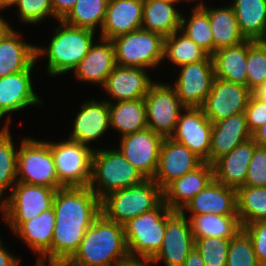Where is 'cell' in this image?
Listing matches in <instances>:
<instances>
[{"label": "cell", "instance_id": "obj_1", "mask_svg": "<svg viewBox=\"0 0 266 266\" xmlns=\"http://www.w3.org/2000/svg\"><path fill=\"white\" fill-rule=\"evenodd\" d=\"M51 266H63L78 250L86 231L101 214V200L89 187L57 189Z\"/></svg>", "mask_w": 266, "mask_h": 266}, {"label": "cell", "instance_id": "obj_2", "mask_svg": "<svg viewBox=\"0 0 266 266\" xmlns=\"http://www.w3.org/2000/svg\"><path fill=\"white\" fill-rule=\"evenodd\" d=\"M129 259L123 225L101 213L86 231L76 253L63 266H116Z\"/></svg>", "mask_w": 266, "mask_h": 266}, {"label": "cell", "instance_id": "obj_3", "mask_svg": "<svg viewBox=\"0 0 266 266\" xmlns=\"http://www.w3.org/2000/svg\"><path fill=\"white\" fill-rule=\"evenodd\" d=\"M48 46H35L36 60L46 57L45 72L57 77L73 72L96 41L95 32L57 21Z\"/></svg>", "mask_w": 266, "mask_h": 266}, {"label": "cell", "instance_id": "obj_4", "mask_svg": "<svg viewBox=\"0 0 266 266\" xmlns=\"http://www.w3.org/2000/svg\"><path fill=\"white\" fill-rule=\"evenodd\" d=\"M145 180L117 147H95L88 187L100 200L112 192L139 185Z\"/></svg>", "mask_w": 266, "mask_h": 266}, {"label": "cell", "instance_id": "obj_5", "mask_svg": "<svg viewBox=\"0 0 266 266\" xmlns=\"http://www.w3.org/2000/svg\"><path fill=\"white\" fill-rule=\"evenodd\" d=\"M176 212L162 201L155 209L138 215L123 225L130 259L151 260L158 253L163 243L166 223Z\"/></svg>", "mask_w": 266, "mask_h": 266}, {"label": "cell", "instance_id": "obj_6", "mask_svg": "<svg viewBox=\"0 0 266 266\" xmlns=\"http://www.w3.org/2000/svg\"><path fill=\"white\" fill-rule=\"evenodd\" d=\"M163 201L162 189L153 179L120 189L101 200V213L110 221L124 225L138 215L155 209Z\"/></svg>", "mask_w": 266, "mask_h": 266}, {"label": "cell", "instance_id": "obj_7", "mask_svg": "<svg viewBox=\"0 0 266 266\" xmlns=\"http://www.w3.org/2000/svg\"><path fill=\"white\" fill-rule=\"evenodd\" d=\"M17 182L63 188L58 182L50 141L23 137L18 148Z\"/></svg>", "mask_w": 266, "mask_h": 266}, {"label": "cell", "instance_id": "obj_8", "mask_svg": "<svg viewBox=\"0 0 266 266\" xmlns=\"http://www.w3.org/2000/svg\"><path fill=\"white\" fill-rule=\"evenodd\" d=\"M56 191L54 188L17 182L2 201L1 217L14 233L24 222L50 209Z\"/></svg>", "mask_w": 266, "mask_h": 266}, {"label": "cell", "instance_id": "obj_9", "mask_svg": "<svg viewBox=\"0 0 266 266\" xmlns=\"http://www.w3.org/2000/svg\"><path fill=\"white\" fill-rule=\"evenodd\" d=\"M112 42L117 65L153 70L163 62L164 37L158 33L139 29Z\"/></svg>", "mask_w": 266, "mask_h": 266}, {"label": "cell", "instance_id": "obj_10", "mask_svg": "<svg viewBox=\"0 0 266 266\" xmlns=\"http://www.w3.org/2000/svg\"><path fill=\"white\" fill-rule=\"evenodd\" d=\"M58 182L63 187H88L94 147L69 139L50 141Z\"/></svg>", "mask_w": 266, "mask_h": 266}, {"label": "cell", "instance_id": "obj_11", "mask_svg": "<svg viewBox=\"0 0 266 266\" xmlns=\"http://www.w3.org/2000/svg\"><path fill=\"white\" fill-rule=\"evenodd\" d=\"M147 125L154 133L169 138L175 131L181 111L185 108L169 83L155 82L145 98Z\"/></svg>", "mask_w": 266, "mask_h": 266}, {"label": "cell", "instance_id": "obj_12", "mask_svg": "<svg viewBox=\"0 0 266 266\" xmlns=\"http://www.w3.org/2000/svg\"><path fill=\"white\" fill-rule=\"evenodd\" d=\"M177 72L172 86L181 104L185 108H201L215 79L212 57L182 65Z\"/></svg>", "mask_w": 266, "mask_h": 266}, {"label": "cell", "instance_id": "obj_13", "mask_svg": "<svg viewBox=\"0 0 266 266\" xmlns=\"http://www.w3.org/2000/svg\"><path fill=\"white\" fill-rule=\"evenodd\" d=\"M251 90L244 85L215 77L201 109L211 123L244 113Z\"/></svg>", "mask_w": 266, "mask_h": 266}, {"label": "cell", "instance_id": "obj_14", "mask_svg": "<svg viewBox=\"0 0 266 266\" xmlns=\"http://www.w3.org/2000/svg\"><path fill=\"white\" fill-rule=\"evenodd\" d=\"M35 62L28 70L0 77V113L12 122L11 113L23 111L31 106L43 105L44 101L34 89L33 74ZM43 101V102H42Z\"/></svg>", "mask_w": 266, "mask_h": 266}, {"label": "cell", "instance_id": "obj_15", "mask_svg": "<svg viewBox=\"0 0 266 266\" xmlns=\"http://www.w3.org/2000/svg\"><path fill=\"white\" fill-rule=\"evenodd\" d=\"M163 139L146 128L120 137L117 149L146 179H153Z\"/></svg>", "mask_w": 266, "mask_h": 266}, {"label": "cell", "instance_id": "obj_16", "mask_svg": "<svg viewBox=\"0 0 266 266\" xmlns=\"http://www.w3.org/2000/svg\"><path fill=\"white\" fill-rule=\"evenodd\" d=\"M195 247L190 221L177 211L166 223L163 243L158 253L150 260L152 265L182 266Z\"/></svg>", "mask_w": 266, "mask_h": 266}, {"label": "cell", "instance_id": "obj_17", "mask_svg": "<svg viewBox=\"0 0 266 266\" xmlns=\"http://www.w3.org/2000/svg\"><path fill=\"white\" fill-rule=\"evenodd\" d=\"M212 127L201 108H184L170 138L210 164Z\"/></svg>", "mask_w": 266, "mask_h": 266}, {"label": "cell", "instance_id": "obj_18", "mask_svg": "<svg viewBox=\"0 0 266 266\" xmlns=\"http://www.w3.org/2000/svg\"><path fill=\"white\" fill-rule=\"evenodd\" d=\"M204 161L185 145L164 138L160 147L159 162L153 180L163 190L169 183L189 173Z\"/></svg>", "mask_w": 266, "mask_h": 266}, {"label": "cell", "instance_id": "obj_19", "mask_svg": "<svg viewBox=\"0 0 266 266\" xmlns=\"http://www.w3.org/2000/svg\"><path fill=\"white\" fill-rule=\"evenodd\" d=\"M84 100L80 106V110L76 113L72 125V131L68 139L80 142L91 147V142H97L98 139L108 133L110 126L109 102L105 99L98 101Z\"/></svg>", "mask_w": 266, "mask_h": 266}, {"label": "cell", "instance_id": "obj_20", "mask_svg": "<svg viewBox=\"0 0 266 266\" xmlns=\"http://www.w3.org/2000/svg\"><path fill=\"white\" fill-rule=\"evenodd\" d=\"M147 71L139 67L116 65L101 88L110 96V99H104L107 102H117L145 98L150 86L155 82Z\"/></svg>", "mask_w": 266, "mask_h": 266}, {"label": "cell", "instance_id": "obj_21", "mask_svg": "<svg viewBox=\"0 0 266 266\" xmlns=\"http://www.w3.org/2000/svg\"><path fill=\"white\" fill-rule=\"evenodd\" d=\"M97 39L99 41H94L86 56L72 73L77 81L88 82L102 88L117 63L112 40L101 37Z\"/></svg>", "mask_w": 266, "mask_h": 266}, {"label": "cell", "instance_id": "obj_22", "mask_svg": "<svg viewBox=\"0 0 266 266\" xmlns=\"http://www.w3.org/2000/svg\"><path fill=\"white\" fill-rule=\"evenodd\" d=\"M55 228V211L53 206L40 215L24 222L15 232L27 247L36 254L37 266H51V242ZM47 262V263H46Z\"/></svg>", "mask_w": 266, "mask_h": 266}, {"label": "cell", "instance_id": "obj_23", "mask_svg": "<svg viewBox=\"0 0 266 266\" xmlns=\"http://www.w3.org/2000/svg\"><path fill=\"white\" fill-rule=\"evenodd\" d=\"M180 212L183 215L217 214L238 216L237 191L213 179Z\"/></svg>", "mask_w": 266, "mask_h": 266}, {"label": "cell", "instance_id": "obj_24", "mask_svg": "<svg viewBox=\"0 0 266 266\" xmlns=\"http://www.w3.org/2000/svg\"><path fill=\"white\" fill-rule=\"evenodd\" d=\"M143 0H109L99 37L112 40L141 29Z\"/></svg>", "mask_w": 266, "mask_h": 266}, {"label": "cell", "instance_id": "obj_25", "mask_svg": "<svg viewBox=\"0 0 266 266\" xmlns=\"http://www.w3.org/2000/svg\"><path fill=\"white\" fill-rule=\"evenodd\" d=\"M213 179V165L204 162L195 170L169 183L162 190L163 201L171 210L181 211Z\"/></svg>", "mask_w": 266, "mask_h": 266}, {"label": "cell", "instance_id": "obj_26", "mask_svg": "<svg viewBox=\"0 0 266 266\" xmlns=\"http://www.w3.org/2000/svg\"><path fill=\"white\" fill-rule=\"evenodd\" d=\"M258 145L253 138L241 143L212 165L214 179L227 187L238 189L245 185L249 163Z\"/></svg>", "mask_w": 266, "mask_h": 266}, {"label": "cell", "instance_id": "obj_27", "mask_svg": "<svg viewBox=\"0 0 266 266\" xmlns=\"http://www.w3.org/2000/svg\"><path fill=\"white\" fill-rule=\"evenodd\" d=\"M212 124L210 164L252 138L245 113L232 115Z\"/></svg>", "mask_w": 266, "mask_h": 266}, {"label": "cell", "instance_id": "obj_28", "mask_svg": "<svg viewBox=\"0 0 266 266\" xmlns=\"http://www.w3.org/2000/svg\"><path fill=\"white\" fill-rule=\"evenodd\" d=\"M12 28L0 41V77L28 70L36 60L35 46Z\"/></svg>", "mask_w": 266, "mask_h": 266}, {"label": "cell", "instance_id": "obj_29", "mask_svg": "<svg viewBox=\"0 0 266 266\" xmlns=\"http://www.w3.org/2000/svg\"><path fill=\"white\" fill-rule=\"evenodd\" d=\"M215 77L247 86V39L216 50L212 55Z\"/></svg>", "mask_w": 266, "mask_h": 266}, {"label": "cell", "instance_id": "obj_30", "mask_svg": "<svg viewBox=\"0 0 266 266\" xmlns=\"http://www.w3.org/2000/svg\"><path fill=\"white\" fill-rule=\"evenodd\" d=\"M182 12L178 6L160 0H143L141 29L155 32L164 38L181 28Z\"/></svg>", "mask_w": 266, "mask_h": 266}, {"label": "cell", "instance_id": "obj_31", "mask_svg": "<svg viewBox=\"0 0 266 266\" xmlns=\"http://www.w3.org/2000/svg\"><path fill=\"white\" fill-rule=\"evenodd\" d=\"M202 9L208 14L211 24L214 52L246 40L240 32L234 9L230 3L218 8L205 5Z\"/></svg>", "mask_w": 266, "mask_h": 266}, {"label": "cell", "instance_id": "obj_32", "mask_svg": "<svg viewBox=\"0 0 266 266\" xmlns=\"http://www.w3.org/2000/svg\"><path fill=\"white\" fill-rule=\"evenodd\" d=\"M110 126L122 136L148 128L144 98L109 102Z\"/></svg>", "mask_w": 266, "mask_h": 266}, {"label": "cell", "instance_id": "obj_33", "mask_svg": "<svg viewBox=\"0 0 266 266\" xmlns=\"http://www.w3.org/2000/svg\"><path fill=\"white\" fill-rule=\"evenodd\" d=\"M231 1L242 35L245 39L260 41L266 31V0Z\"/></svg>", "mask_w": 266, "mask_h": 266}, {"label": "cell", "instance_id": "obj_34", "mask_svg": "<svg viewBox=\"0 0 266 266\" xmlns=\"http://www.w3.org/2000/svg\"><path fill=\"white\" fill-rule=\"evenodd\" d=\"M184 216L189 217L194 239L205 237L232 239L243 229L239 216L217 214Z\"/></svg>", "mask_w": 266, "mask_h": 266}, {"label": "cell", "instance_id": "obj_35", "mask_svg": "<svg viewBox=\"0 0 266 266\" xmlns=\"http://www.w3.org/2000/svg\"><path fill=\"white\" fill-rule=\"evenodd\" d=\"M209 54L200 48L181 30L164 38L163 63L168 61L175 67L205 60Z\"/></svg>", "mask_w": 266, "mask_h": 266}, {"label": "cell", "instance_id": "obj_36", "mask_svg": "<svg viewBox=\"0 0 266 266\" xmlns=\"http://www.w3.org/2000/svg\"><path fill=\"white\" fill-rule=\"evenodd\" d=\"M108 1L77 0L73 9L63 21L68 25L98 33V30L101 31L105 19Z\"/></svg>", "mask_w": 266, "mask_h": 266}, {"label": "cell", "instance_id": "obj_37", "mask_svg": "<svg viewBox=\"0 0 266 266\" xmlns=\"http://www.w3.org/2000/svg\"><path fill=\"white\" fill-rule=\"evenodd\" d=\"M236 191L237 213L242 226L266 221V187L242 186Z\"/></svg>", "mask_w": 266, "mask_h": 266}, {"label": "cell", "instance_id": "obj_38", "mask_svg": "<svg viewBox=\"0 0 266 266\" xmlns=\"http://www.w3.org/2000/svg\"><path fill=\"white\" fill-rule=\"evenodd\" d=\"M191 13L187 17L182 13L180 30L211 56L214 43L208 14L202 8H192Z\"/></svg>", "mask_w": 266, "mask_h": 266}, {"label": "cell", "instance_id": "obj_39", "mask_svg": "<svg viewBox=\"0 0 266 266\" xmlns=\"http://www.w3.org/2000/svg\"><path fill=\"white\" fill-rule=\"evenodd\" d=\"M11 130L0 136V200H4V194L17 183V159L16 147ZM17 148V149H16Z\"/></svg>", "mask_w": 266, "mask_h": 266}, {"label": "cell", "instance_id": "obj_40", "mask_svg": "<svg viewBox=\"0 0 266 266\" xmlns=\"http://www.w3.org/2000/svg\"><path fill=\"white\" fill-rule=\"evenodd\" d=\"M247 87L253 91L266 80V46L247 39Z\"/></svg>", "mask_w": 266, "mask_h": 266}, {"label": "cell", "instance_id": "obj_41", "mask_svg": "<svg viewBox=\"0 0 266 266\" xmlns=\"http://www.w3.org/2000/svg\"><path fill=\"white\" fill-rule=\"evenodd\" d=\"M226 266H262L257 260L251 238L243 229L230 239Z\"/></svg>", "mask_w": 266, "mask_h": 266}, {"label": "cell", "instance_id": "obj_42", "mask_svg": "<svg viewBox=\"0 0 266 266\" xmlns=\"http://www.w3.org/2000/svg\"><path fill=\"white\" fill-rule=\"evenodd\" d=\"M230 239L205 237L195 239V249L206 266H226Z\"/></svg>", "mask_w": 266, "mask_h": 266}, {"label": "cell", "instance_id": "obj_43", "mask_svg": "<svg viewBox=\"0 0 266 266\" xmlns=\"http://www.w3.org/2000/svg\"><path fill=\"white\" fill-rule=\"evenodd\" d=\"M18 14V20L34 26L37 23H42L45 18H53L58 21L54 16L51 0H18L15 5Z\"/></svg>", "mask_w": 266, "mask_h": 266}, {"label": "cell", "instance_id": "obj_44", "mask_svg": "<svg viewBox=\"0 0 266 266\" xmlns=\"http://www.w3.org/2000/svg\"><path fill=\"white\" fill-rule=\"evenodd\" d=\"M244 186L266 187V148L255 149L248 166Z\"/></svg>", "mask_w": 266, "mask_h": 266}, {"label": "cell", "instance_id": "obj_45", "mask_svg": "<svg viewBox=\"0 0 266 266\" xmlns=\"http://www.w3.org/2000/svg\"><path fill=\"white\" fill-rule=\"evenodd\" d=\"M243 230L251 238L258 262L266 266V221L246 224Z\"/></svg>", "mask_w": 266, "mask_h": 266}, {"label": "cell", "instance_id": "obj_46", "mask_svg": "<svg viewBox=\"0 0 266 266\" xmlns=\"http://www.w3.org/2000/svg\"><path fill=\"white\" fill-rule=\"evenodd\" d=\"M244 113L248 128L253 134L266 123V101L257 99L251 94Z\"/></svg>", "mask_w": 266, "mask_h": 266}, {"label": "cell", "instance_id": "obj_47", "mask_svg": "<svg viewBox=\"0 0 266 266\" xmlns=\"http://www.w3.org/2000/svg\"><path fill=\"white\" fill-rule=\"evenodd\" d=\"M54 16L58 20H63L73 9L77 0H51Z\"/></svg>", "mask_w": 266, "mask_h": 266}, {"label": "cell", "instance_id": "obj_48", "mask_svg": "<svg viewBox=\"0 0 266 266\" xmlns=\"http://www.w3.org/2000/svg\"><path fill=\"white\" fill-rule=\"evenodd\" d=\"M9 252L2 238H0V266H20L21 259Z\"/></svg>", "mask_w": 266, "mask_h": 266}, {"label": "cell", "instance_id": "obj_49", "mask_svg": "<svg viewBox=\"0 0 266 266\" xmlns=\"http://www.w3.org/2000/svg\"><path fill=\"white\" fill-rule=\"evenodd\" d=\"M182 266H206L198 251L194 248Z\"/></svg>", "mask_w": 266, "mask_h": 266}, {"label": "cell", "instance_id": "obj_50", "mask_svg": "<svg viewBox=\"0 0 266 266\" xmlns=\"http://www.w3.org/2000/svg\"><path fill=\"white\" fill-rule=\"evenodd\" d=\"M252 138L258 147L266 148V123L252 134Z\"/></svg>", "mask_w": 266, "mask_h": 266}, {"label": "cell", "instance_id": "obj_51", "mask_svg": "<svg viewBox=\"0 0 266 266\" xmlns=\"http://www.w3.org/2000/svg\"><path fill=\"white\" fill-rule=\"evenodd\" d=\"M116 266H153L150 260L142 259H129L123 263L117 264Z\"/></svg>", "mask_w": 266, "mask_h": 266}, {"label": "cell", "instance_id": "obj_52", "mask_svg": "<svg viewBox=\"0 0 266 266\" xmlns=\"http://www.w3.org/2000/svg\"><path fill=\"white\" fill-rule=\"evenodd\" d=\"M251 94L257 99L266 101V80L263 85H259L253 91H251Z\"/></svg>", "mask_w": 266, "mask_h": 266}, {"label": "cell", "instance_id": "obj_53", "mask_svg": "<svg viewBox=\"0 0 266 266\" xmlns=\"http://www.w3.org/2000/svg\"><path fill=\"white\" fill-rule=\"evenodd\" d=\"M5 16L0 15V41L4 38V36L13 28L7 19L5 20Z\"/></svg>", "mask_w": 266, "mask_h": 266}, {"label": "cell", "instance_id": "obj_54", "mask_svg": "<svg viewBox=\"0 0 266 266\" xmlns=\"http://www.w3.org/2000/svg\"><path fill=\"white\" fill-rule=\"evenodd\" d=\"M18 0H0V14L1 12L5 11V9H10L8 7H14Z\"/></svg>", "mask_w": 266, "mask_h": 266}, {"label": "cell", "instance_id": "obj_55", "mask_svg": "<svg viewBox=\"0 0 266 266\" xmlns=\"http://www.w3.org/2000/svg\"><path fill=\"white\" fill-rule=\"evenodd\" d=\"M3 115L0 113V120L3 119ZM1 122V121H0ZM1 124V123H0ZM11 123L7 120L3 123L2 127L0 128V136L6 134L11 129Z\"/></svg>", "mask_w": 266, "mask_h": 266}, {"label": "cell", "instance_id": "obj_56", "mask_svg": "<svg viewBox=\"0 0 266 266\" xmlns=\"http://www.w3.org/2000/svg\"><path fill=\"white\" fill-rule=\"evenodd\" d=\"M186 1V3H191L192 2V4L195 2V1H198L197 3H195V6L193 5V7L192 8H204V6H205V2L203 1V0H181V2L183 3V2H185Z\"/></svg>", "mask_w": 266, "mask_h": 266}, {"label": "cell", "instance_id": "obj_57", "mask_svg": "<svg viewBox=\"0 0 266 266\" xmlns=\"http://www.w3.org/2000/svg\"><path fill=\"white\" fill-rule=\"evenodd\" d=\"M160 1L168 2V3L174 4V5L178 4L179 6H180V3H181V0H160Z\"/></svg>", "mask_w": 266, "mask_h": 266}, {"label": "cell", "instance_id": "obj_58", "mask_svg": "<svg viewBox=\"0 0 266 266\" xmlns=\"http://www.w3.org/2000/svg\"><path fill=\"white\" fill-rule=\"evenodd\" d=\"M260 42L266 46V31L264 36L261 38Z\"/></svg>", "mask_w": 266, "mask_h": 266}, {"label": "cell", "instance_id": "obj_59", "mask_svg": "<svg viewBox=\"0 0 266 266\" xmlns=\"http://www.w3.org/2000/svg\"><path fill=\"white\" fill-rule=\"evenodd\" d=\"M0 215H2V201L0 200Z\"/></svg>", "mask_w": 266, "mask_h": 266}]
</instances>
